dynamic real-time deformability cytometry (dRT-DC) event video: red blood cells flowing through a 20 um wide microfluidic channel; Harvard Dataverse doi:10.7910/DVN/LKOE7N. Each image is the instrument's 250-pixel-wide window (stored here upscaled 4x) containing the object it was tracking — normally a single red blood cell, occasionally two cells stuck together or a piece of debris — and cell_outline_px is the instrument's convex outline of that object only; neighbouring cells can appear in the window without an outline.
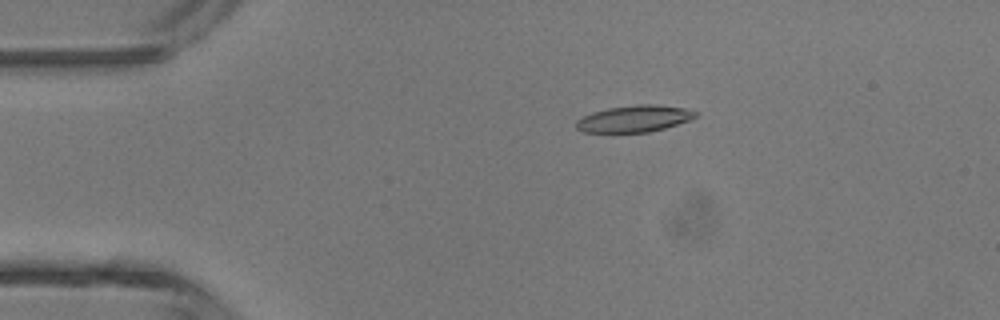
{"species": "common noctule bat (a hibernating species)", "species_latin": "Nyctalus noctula", "temperature_condition": "room temperature", "stored_images_in_passage": 4, "camera_frame_rate_fps": 3000, "um_per_image_px": 0.085, "animal": {"sex": "male", "body_mass_g": 13.3}, "frame": {"image": 1, "passage_image": 3, "time_ms": 0.667, "image_size_px": [1000, 320], "cell_outline_px": [[696, 116], [688, 120], [664, 128], [648, 132], [584, 132], [576, 128], [576, 120], [592, 112], [608, 108], [636, 104], [656, 104], [684, 108], [696, 112]], "centroid_in_image_um": [53.87, 10.08], "position_along_channel_um": 31.1, "area_um2": 18.32}}